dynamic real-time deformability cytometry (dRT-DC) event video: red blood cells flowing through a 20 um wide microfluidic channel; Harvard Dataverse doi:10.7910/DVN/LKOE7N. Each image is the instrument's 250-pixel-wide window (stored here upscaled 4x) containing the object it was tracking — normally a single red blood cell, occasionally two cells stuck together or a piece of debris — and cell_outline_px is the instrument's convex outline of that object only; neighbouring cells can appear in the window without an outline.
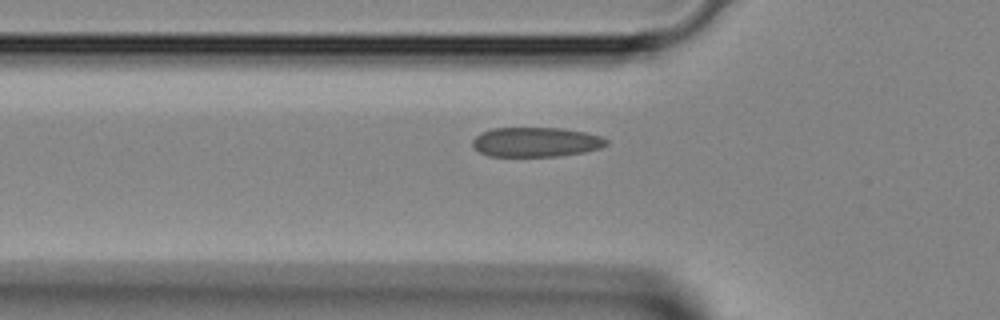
{"species": "Egyptian fruit bat (a non-hibernating species)", "species_latin": "Rousettus aegyptiacus", "temperature_condition": "room temperature", "stored_images_in_passage": 29, "camera_frame_rate_fps": 3000, "um_per_image_px": 0.085, "animal": {"sex": "female"}, "frame": {"image": 1, "passage_image": 4, "time_ms": 1.0, "image_size_px": [1000, 320], "cell_outline_px": [[608, 144], [600, 148], [584, 152], [560, 156], [488, 156], [480, 152], [472, 144], [472, 140], [480, 132], [492, 128], [564, 128], [584, 132], [600, 136], [608, 140]], "centroid_in_image_um": [45.55, 12.07], "position_along_channel_um": 80.2, "area_um2": 23.12}}
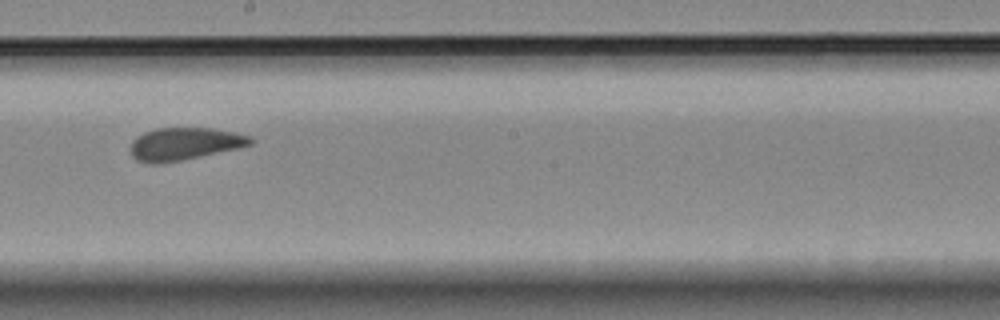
{"frame": {"image": 2, "passage_image": 14, "time_ms": 4.333, "image_size_px": [1000, 320], "cell_outline_px": [[256, 140], [252, 144], [240, 148], [160, 164], [148, 164], [136, 160], [132, 156], [132, 140], [136, 136], [144, 132], [156, 128], [212, 128], [236, 132], [252, 136]], "centroid_in_image_um": [15.71, 12.22], "position_along_channel_um": 232.5, "area_um2": 22.95}}
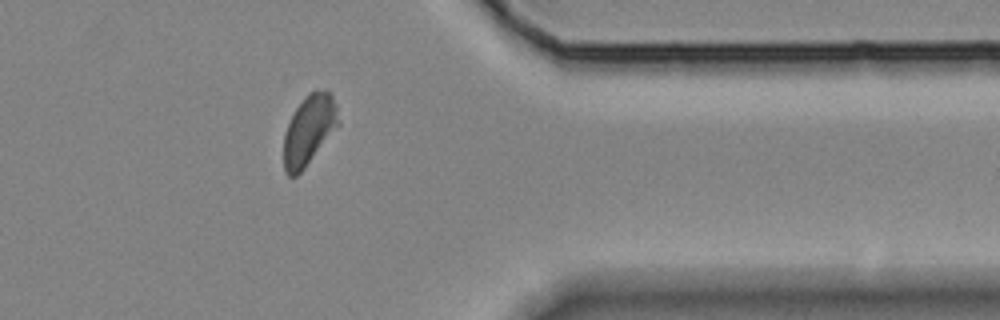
{"frame": {"image": 3, "passage_image": 25, "time_ms": 8.0, "image_size_px": [1000, 320], "cell_outline_px": [[340, 124], [304, 168], [296, 176], [288, 176], [284, 172], [284, 132], [296, 108], [304, 96], [308, 92], [316, 88], [324, 88], [332, 96], [336, 104], [340, 120]], "centroid_in_image_um": [26.28, 11.01], "position_along_channel_um": 385.1, "area_um2": 22.37}}